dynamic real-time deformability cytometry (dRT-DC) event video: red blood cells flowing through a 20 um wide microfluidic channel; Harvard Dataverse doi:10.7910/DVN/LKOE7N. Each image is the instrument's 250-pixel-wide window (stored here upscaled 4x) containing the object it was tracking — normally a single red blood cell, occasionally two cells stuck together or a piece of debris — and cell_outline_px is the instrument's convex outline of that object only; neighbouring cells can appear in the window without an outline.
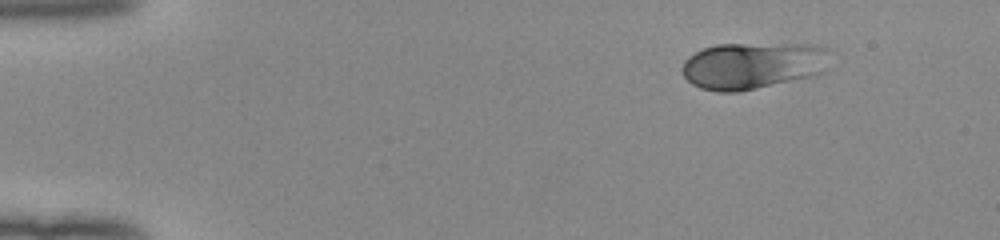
{"species": "human", "species_latin": "Homo sapiens", "temperature_condition": "room temperature", "stored_images_in_passage": 46, "camera_frame_rate_fps": 3000, "um_per_image_px": 0.085, "donor": {"sex": "female"}, "frame": {"image": 1, "passage_image": 1, "time_ms": 0.0, "image_size_px": [1000, 240], "cell_outline_px": [[828, 48], [820, 72], [808, 76], [740, 92], [716, 92], [700, 88], [692, 84], [684, 76], [680, 68], [684, 60], [688, 56], [704, 48], [716, 44], [808, 44]], "centroid_in_image_um": [63.84, 5.57], "position_along_channel_um": 21.2, "area_um2": 39.77}}
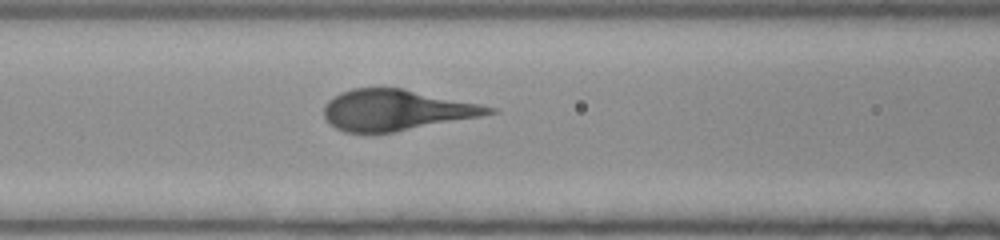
{"frame": {"image": 2, "passage_image": 17, "time_ms": 5.333, "image_size_px": [1000, 240], "cell_outline_px": [[500, 112], [480, 116], [392, 132], [344, 132], [336, 128], [324, 116], [324, 104], [328, 100], [340, 92], [352, 88], [404, 88], [480, 104], [496, 108]], "centroid_in_image_um": [33.67, 9.34], "position_along_channel_um": 132.9, "area_um2": 38.9}}
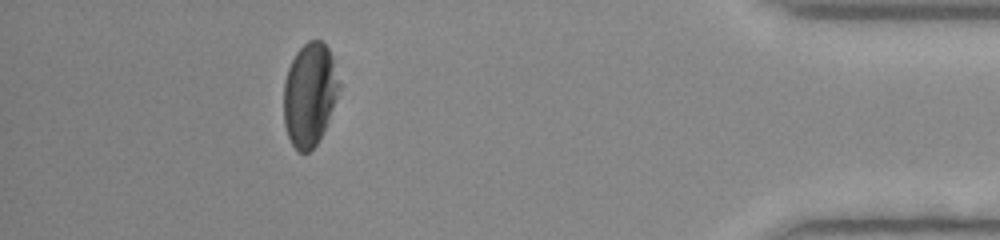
{"frame": {"image": 3, "passage_image": 41, "time_ms": 13.333, "image_size_px": [1000, 240], "cell_outline_px": [[340, 84], [324, 132], [316, 144], [308, 152], [300, 152], [292, 144], [288, 136], [284, 124], [284, 80], [288, 68], [296, 52], [308, 40], [320, 40], [328, 48]], "centroid_in_image_um": [26.29, 8.03], "position_along_channel_um": 408.9, "area_um2": 32.83}}